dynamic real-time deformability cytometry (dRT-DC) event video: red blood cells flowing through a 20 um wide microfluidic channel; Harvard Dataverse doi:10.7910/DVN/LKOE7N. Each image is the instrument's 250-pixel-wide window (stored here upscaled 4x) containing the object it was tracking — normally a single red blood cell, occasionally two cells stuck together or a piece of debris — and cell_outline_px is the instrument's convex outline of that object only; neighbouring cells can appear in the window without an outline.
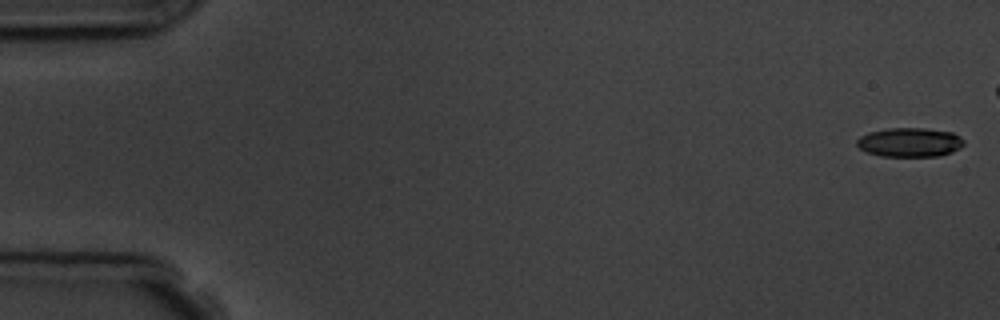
{"species": "common noctule bat (a hibernating species)", "species_latin": "Nyctalus noctula", "temperature_condition": "room temperature", "stored_images_in_passage": 7, "camera_frame_rate_fps": 3000, "um_per_image_px": 0.085, "animal": {"sex": "male", "body_mass_g": 19.5, "forearm_length_mm": 54.6}, "frame": {"image": 1, "passage_image": 1, "time_ms": 0.0, "image_size_px": [1000, 320], "cell_outline_px": [[964, 144], [960, 148], [952, 152], [940, 156], [880, 156], [868, 152], [860, 148], [856, 144], [856, 140], [860, 136], [868, 132], [888, 128], [924, 128], [952, 132], [960, 136], [964, 140]], "centroid_in_image_um": [77.34, 12.09], "position_along_channel_um": 7.7, "area_um2": 18.26}}